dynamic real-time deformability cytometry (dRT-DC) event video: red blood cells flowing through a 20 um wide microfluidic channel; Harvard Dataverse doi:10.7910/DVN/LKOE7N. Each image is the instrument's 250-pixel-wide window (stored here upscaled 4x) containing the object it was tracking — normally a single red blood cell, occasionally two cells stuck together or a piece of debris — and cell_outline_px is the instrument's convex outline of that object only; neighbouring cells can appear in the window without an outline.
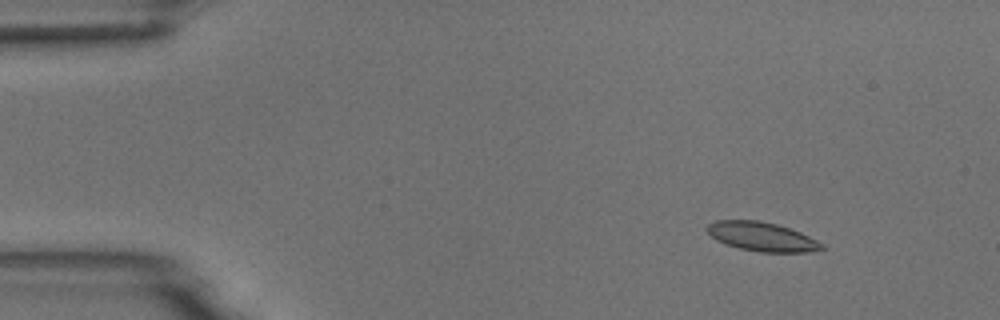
{"species": "common noctule bat (a hibernating species)", "species_latin": "Nyctalus noctula", "temperature_condition": "room temperature", "stored_images_in_passage": 55, "camera_frame_rate_fps": 3000, "um_per_image_px": 0.085, "animal": {"sex": "male", "body_mass_g": 18.8}, "frame": {"image": 1, "passage_image": 7, "time_ms": 2.0, "image_size_px": [1000, 320], "cell_outline_px": [[824, 248], [808, 252], [760, 252], [740, 248], [716, 240], [704, 228], [708, 224], [716, 220], [760, 220], [776, 224], [800, 232], [824, 244]], "centroid_in_image_um": [64.74, 20.1], "position_along_channel_um": 20.3, "area_um2": 19.25}}
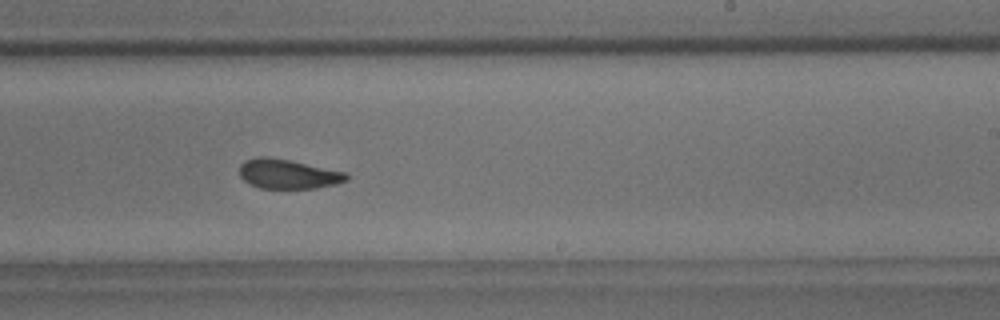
{"frame": {"image": 2, "passage_image": 34, "time_ms": 11.0, "image_size_px": [1000, 320], "cell_outline_px": [[348, 180], [336, 184], [316, 188], [260, 188], [244, 180], [240, 176], [240, 164], [244, 160], [260, 156], [268, 156], [348, 172]], "centroid_in_image_um": [24.5, 14.78], "position_along_channel_um": 264.5, "area_um2": 18.38}}
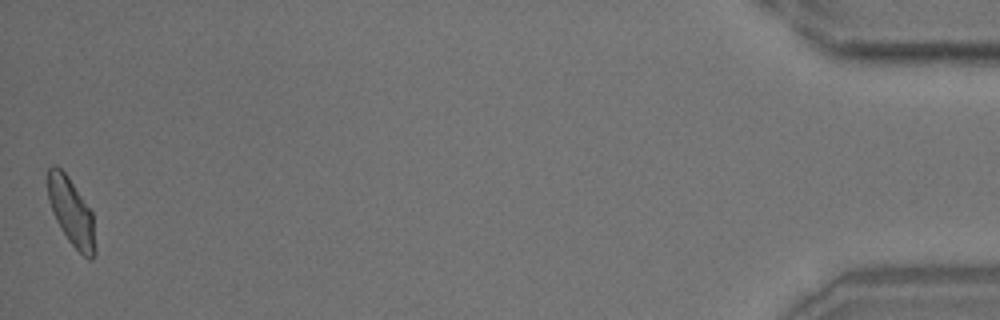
{"frame": {"image": 3, "passage_image": 55, "time_ms": 18.0, "image_size_px": [1000, 320], "cell_outline_px": [[96, 252], [92, 260], [88, 260], [68, 240], [60, 228], [52, 212], [48, 200], [48, 168], [52, 164], [56, 164], [68, 176], [92, 212], [96, 248]], "centroid_in_image_um": [6.06, 18.02], "position_along_channel_um": 429.1, "area_um2": 18.67}, "authors_computed_cell_mechanics": {"area_um2": 19.074, "velocity_mm_per_s": 3.6841, "shape_relaxation_time_tau1_ms": 6.9488, "shape_relaxation_time_tau2_ms": 1.8895, "deformation_change_tau1": 0.1657, "deformation_change_tau2": 0.0752}}